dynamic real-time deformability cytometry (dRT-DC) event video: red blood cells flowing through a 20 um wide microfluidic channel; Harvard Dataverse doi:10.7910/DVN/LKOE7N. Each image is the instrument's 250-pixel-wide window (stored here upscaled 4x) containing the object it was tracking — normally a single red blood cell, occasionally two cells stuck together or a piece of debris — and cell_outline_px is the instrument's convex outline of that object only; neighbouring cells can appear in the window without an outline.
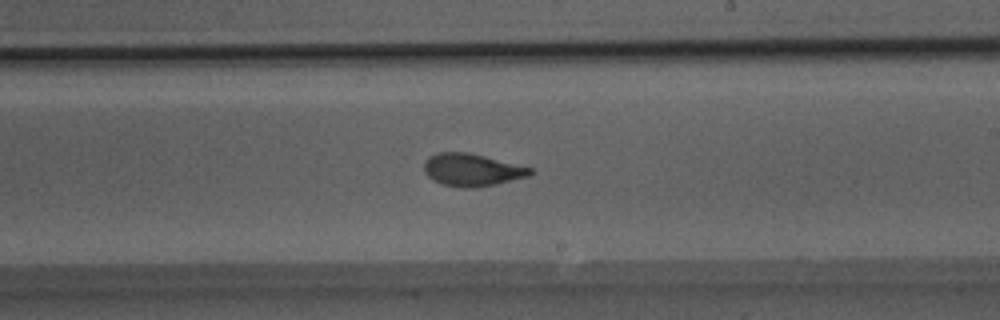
{"species": "Egyptian fruit bat (a non-hibernating species)", "species_latin": "Rousettus aegyptiacus", "temperature_condition": "room temperature", "stored_images_in_passage": 50, "camera_frame_rate_fps": 3000, "um_per_image_px": 0.085, "animal": {"sex": "male"}, "frame": {"image": 1, "passage_image": 30, "time_ms": 9.667, "image_size_px": [1000, 320], "cell_outline_px": [[532, 172], [528, 176], [496, 184], [476, 188], [460, 188], [440, 184], [432, 180], [424, 172], [424, 160], [428, 156], [440, 152], [468, 152], [532, 168]], "centroid_in_image_um": [40.05, 14.45], "position_along_channel_um": 248.9, "area_um2": 20.17}}
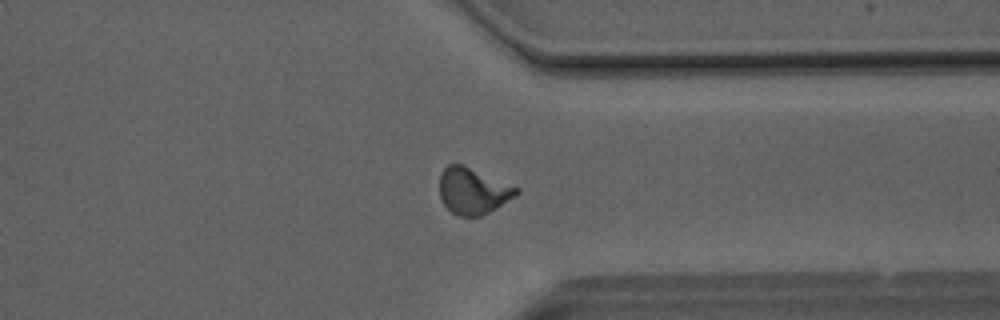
{"frame": {"image": 2, "passage_image": 39, "time_ms": 12.667, "image_size_px": [1000, 320], "cell_outline_px": [[520, 192], [516, 196], [496, 208], [480, 216], [456, 216], [440, 200], [440, 172], [448, 164], [464, 164], [520, 188]], "centroid_in_image_um": [40.2, 16.21], "position_along_channel_um": 371.2, "area_um2": 20.92}}
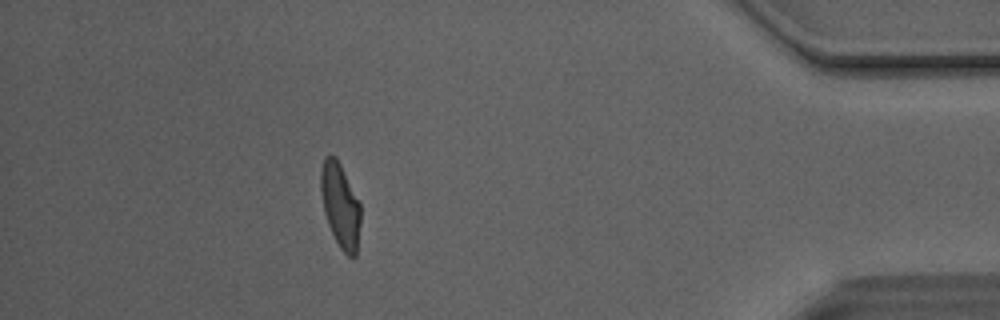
{"frame": {"image": 3, "passage_image": 45, "time_ms": 14.667, "image_size_px": [1000, 320], "cell_outline_px": [[360, 224], [356, 256], [352, 260], [340, 248], [328, 224], [324, 212], [320, 188], [320, 172], [324, 156], [336, 156], [360, 204]], "centroid_in_image_um": [28.92, 17.48], "position_along_channel_um": 406.3, "area_um2": 19.48}, "authors_computed_cell_mechanics": {"area_um2": 20.3167, "velocity_mm_per_s": 4.1273, "shape_relaxation_time_tau1_ms": 4.8752, "shape_relaxation_time_tau2_ms": 1.1508, "deformation_change_tau1": 0.1774, "deformation_change_tau2": 0.0806}}